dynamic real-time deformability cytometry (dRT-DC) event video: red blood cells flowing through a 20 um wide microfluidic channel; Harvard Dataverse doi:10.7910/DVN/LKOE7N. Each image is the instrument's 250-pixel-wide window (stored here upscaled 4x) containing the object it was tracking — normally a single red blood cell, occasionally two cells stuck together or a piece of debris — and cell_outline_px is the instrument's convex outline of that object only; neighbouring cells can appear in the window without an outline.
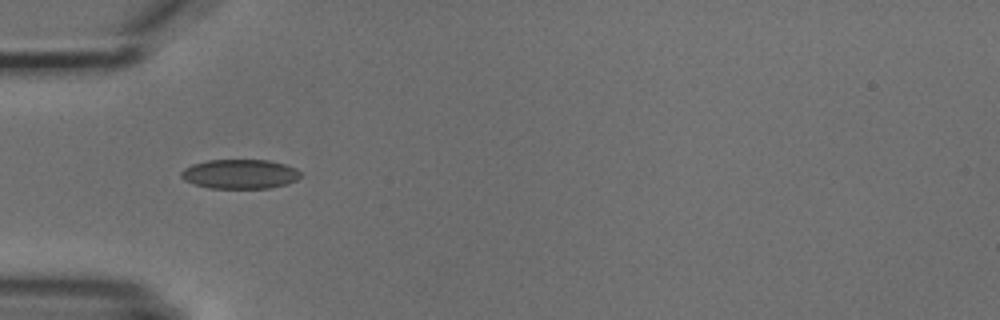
{"species": "common noctule bat (a hibernating species)", "species_latin": "Nyctalus noctula", "temperature_condition": "cold", "stored_images_in_passage": 1, "camera_frame_rate_fps": 3000, "um_per_image_px": 0.085, "animal": {"sex": "male", "body_mass_g": 18.8}, "frame": {"image": 1, "passage_image": 1, "time_ms": 0.0, "image_size_px": [1000, 320], "cell_outline_px": [[300, 176], [296, 180], [288, 184], [268, 188], [208, 188], [184, 180], [180, 176], [180, 172], [184, 168], [192, 164], [208, 160], [268, 160], [284, 164], [296, 168], [300, 172]], "centroid_in_image_um": [20.38, 14.79], "position_along_channel_um": 64.6, "area_um2": 20.46}}